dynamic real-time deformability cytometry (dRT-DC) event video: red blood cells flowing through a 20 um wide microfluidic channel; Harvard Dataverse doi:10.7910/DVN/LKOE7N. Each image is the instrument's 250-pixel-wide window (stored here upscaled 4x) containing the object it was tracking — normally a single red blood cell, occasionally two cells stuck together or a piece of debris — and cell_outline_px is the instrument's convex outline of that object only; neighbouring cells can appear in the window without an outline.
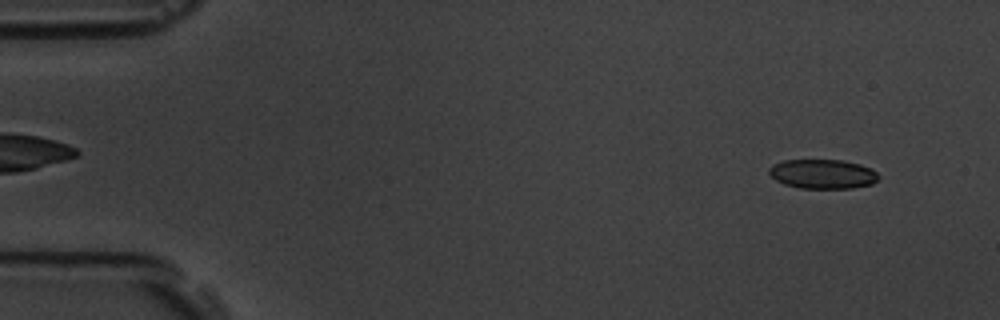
{"species": "common noctule bat (a hibernating species)", "species_latin": "Nyctalus noctula", "temperature_condition": "room temperature", "stored_images_in_passage": 4, "segment_of_instrument_passage": [2, 2], "camera_frame_rate_fps": 3000, "um_per_image_px": 0.085, "animal": {"sex": "male", "body_mass_g": 19.5, "forearm_length_mm": 54.6}, "frame": {"image": 1, "passage_image": 4, "time_ms": 4.333, "image_size_px": [1000, 320], "cell_outline_px": [[880, 180], [872, 184], [852, 188], [800, 188], [784, 184], [776, 180], [768, 172], [768, 168], [772, 164], [784, 160], [844, 160], [860, 164], [872, 168], [880, 176]], "centroid_in_image_um": [69.96, 14.78], "position_along_channel_um": 15.0, "area_um2": 18.96}}